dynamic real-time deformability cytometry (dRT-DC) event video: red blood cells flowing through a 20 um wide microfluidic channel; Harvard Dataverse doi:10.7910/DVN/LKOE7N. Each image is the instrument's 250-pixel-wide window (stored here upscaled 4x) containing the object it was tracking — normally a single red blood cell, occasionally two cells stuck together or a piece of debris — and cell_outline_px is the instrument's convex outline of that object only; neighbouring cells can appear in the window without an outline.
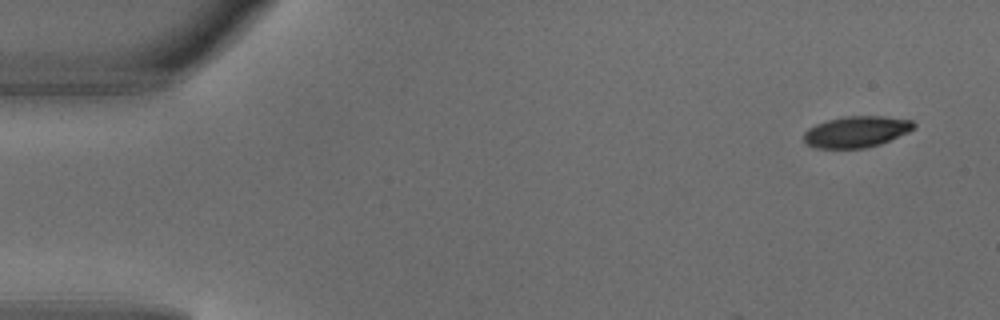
{"species": "common noctule bat (a hibernating species)", "species_latin": "Nyctalus noctula", "temperature_condition": "warm", "stored_images_in_passage": 5, "camera_frame_rate_fps": 3000, "um_per_image_px": 0.085, "animal": {"sex": "male", "body_mass_g": 18.8}, "frame": {"image": 1, "passage_image": 1, "time_ms": 0.0, "image_size_px": [1000, 320], "cell_outline_px": [[916, 124], [908, 132], [880, 144], [864, 148], [816, 148], [808, 144], [804, 140], [804, 132], [808, 128], [816, 124], [828, 120], [844, 116], [884, 116], [912, 120]], "centroid_in_image_um": [72.78, 11.19], "position_along_channel_um": 12.2, "area_um2": 19.88}}
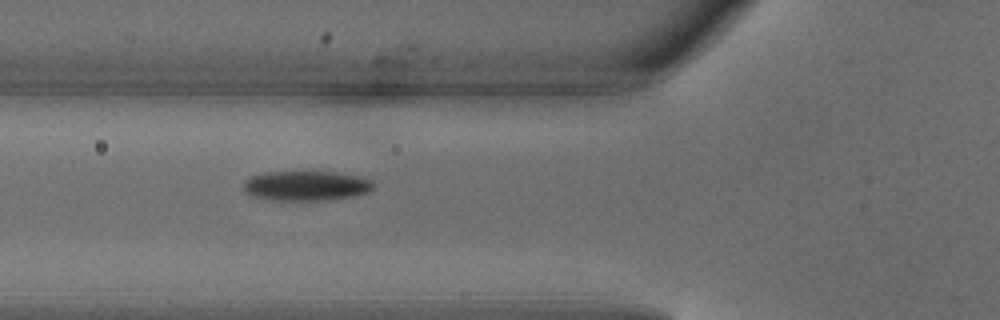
{"frame": {"image": 2, "passage_image": 5, "time_ms": 1.333, "image_size_px": [1000, 320], "cell_outline_px": [[376, 184], [368, 192], [352, 196], [316, 200], [276, 200], [252, 196], [244, 192], [244, 180], [252, 176], [268, 172], [336, 172], [356, 176], [372, 180]], "centroid_in_image_um": [26.01, 15.78], "position_along_channel_um": 99.8, "area_um2": 22.25}}